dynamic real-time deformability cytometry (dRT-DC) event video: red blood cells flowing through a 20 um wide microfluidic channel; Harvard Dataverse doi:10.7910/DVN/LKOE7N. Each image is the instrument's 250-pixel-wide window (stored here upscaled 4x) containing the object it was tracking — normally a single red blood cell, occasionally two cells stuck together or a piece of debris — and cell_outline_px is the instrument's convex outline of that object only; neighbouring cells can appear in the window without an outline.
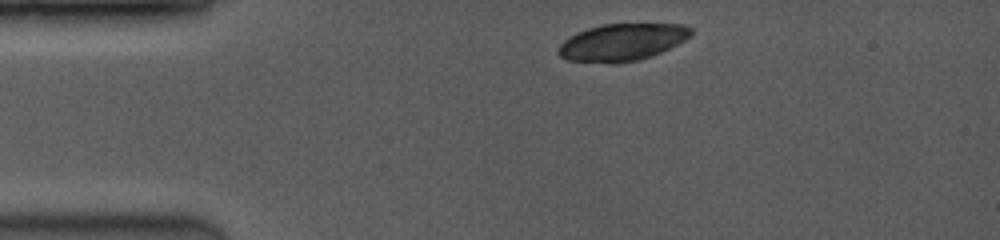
{"species": "common noctule bat (a hibernating species)", "species_latin": "Nyctalus noctula", "temperature_condition": "room temperature", "stored_images_in_passage": 2, "camera_frame_rate_fps": 3500, "um_per_image_px": 0.085, "animal": {"sex": "female", "body_mass_g": 19.0, "forearm_length_mm": 53.3}, "frame": {"image": 1, "passage_image": 1, "time_ms": 0.0, "image_size_px": [1000, 240], "cell_outline_px": [[692, 36], [652, 56], [640, 60], [616, 64], [612, 64], [568, 60], [560, 56], [556, 52], [560, 44], [564, 40], [588, 28], [604, 24], [680, 24], [692, 28]], "centroid_in_image_um": [52.87, 3.6], "position_along_channel_um": 32.1, "area_um2": 28.61}}